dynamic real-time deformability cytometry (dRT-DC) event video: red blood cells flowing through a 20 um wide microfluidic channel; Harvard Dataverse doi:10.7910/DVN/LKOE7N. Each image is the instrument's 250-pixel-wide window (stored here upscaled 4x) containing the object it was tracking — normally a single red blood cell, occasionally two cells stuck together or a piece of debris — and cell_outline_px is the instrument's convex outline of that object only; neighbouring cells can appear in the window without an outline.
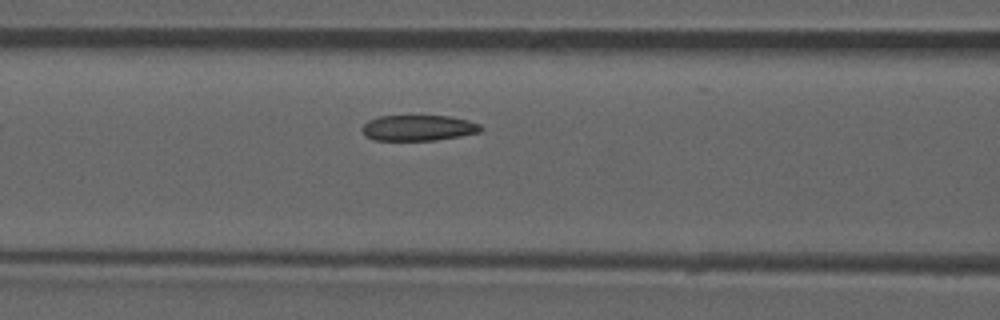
{"species": "common noctule bat (a hibernating species)", "species_latin": "Nyctalus noctula", "temperature_condition": "room temperature", "stored_images_in_passage": 42, "camera_frame_rate_fps": 3000, "um_per_image_px": 0.085, "animal": {"sex": "male", "forearm_length_mm": 52.5}, "frame": {"image": 1, "passage_image": 18, "time_ms": 5.667, "image_size_px": [1000, 320], "cell_outline_px": [[484, 128], [480, 132], [460, 136], [436, 140], [372, 140], [364, 136], [360, 128], [368, 120], [380, 116], [452, 116], [468, 120], [480, 124]], "centroid_in_image_um": [35.55, 10.87], "position_along_channel_um": 131.1, "area_um2": 17.98}}